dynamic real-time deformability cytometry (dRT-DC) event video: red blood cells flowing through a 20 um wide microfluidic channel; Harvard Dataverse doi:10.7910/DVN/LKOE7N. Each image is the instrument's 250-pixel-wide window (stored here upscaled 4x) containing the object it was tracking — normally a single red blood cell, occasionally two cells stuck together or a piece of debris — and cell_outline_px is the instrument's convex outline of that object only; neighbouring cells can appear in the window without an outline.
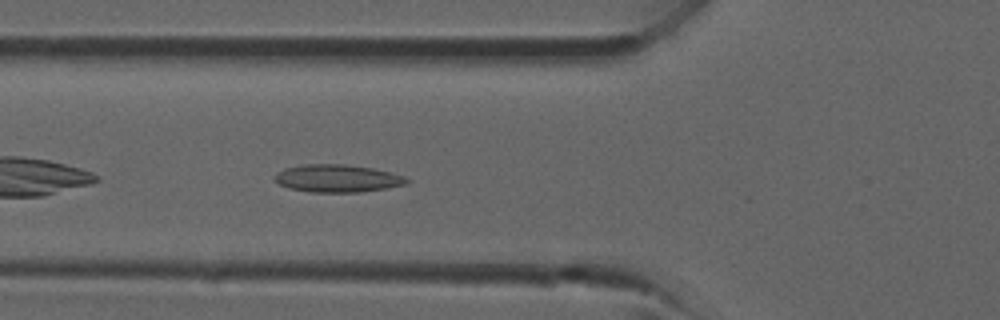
{"species": "common noctule bat (a hibernating species)", "species_latin": "Nyctalus noctula", "temperature_condition": "room temperature", "stored_images_in_passage": 8, "camera_frame_rate_fps": 3000, "um_per_image_px": 0.085, "animal": {"sex": "male", "forearm_length_mm": 52.5}, "frame": {"image": 1, "passage_image": 3, "time_ms": 0.667, "image_size_px": [1000, 320], "cell_outline_px": [[412, 180], [404, 184], [388, 188], [360, 192], [312, 192], [288, 188], [280, 184], [272, 176], [276, 172], [284, 168], [304, 164], [344, 164], [372, 168], [392, 172], [404, 176]], "centroid_in_image_um": [28.68, 15.16], "position_along_channel_um": 97.1, "area_um2": 21.39}}
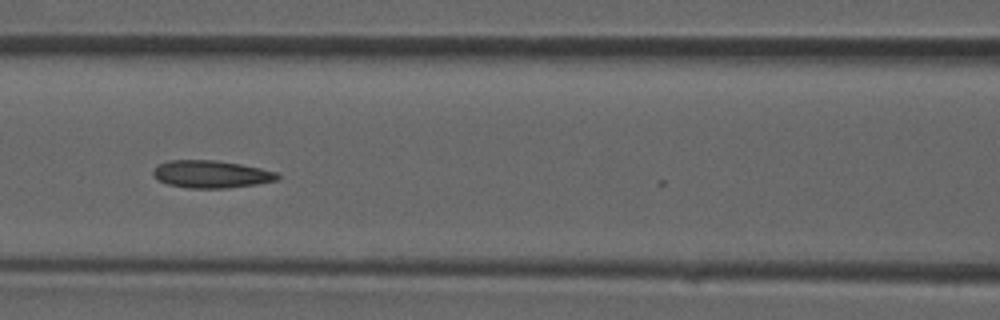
{"frame": {"image": 2, "passage_image": 6, "time_ms": 1.667, "image_size_px": [1000, 320], "cell_outline_px": [[280, 176], [276, 180], [256, 184], [224, 188], [188, 188], [168, 184], [152, 176], [152, 172], [160, 164], [168, 160], [216, 160], [240, 164], [260, 168], [276, 172]], "centroid_in_image_um": [17.94, 14.8], "position_along_channel_um": 148.7, "area_um2": 19.71}}